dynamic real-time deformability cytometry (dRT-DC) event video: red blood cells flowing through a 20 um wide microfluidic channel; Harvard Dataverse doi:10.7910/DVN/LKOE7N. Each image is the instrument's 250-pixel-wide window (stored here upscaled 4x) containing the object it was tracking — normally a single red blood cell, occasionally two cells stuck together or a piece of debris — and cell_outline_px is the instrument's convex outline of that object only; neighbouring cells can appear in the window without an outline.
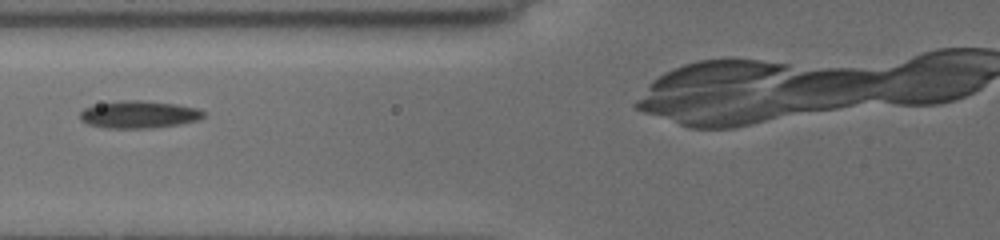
{"species": "common noctule bat (a hibernating species)", "species_latin": "Nyctalus noctula", "temperature_condition": "cold", "stored_images_in_passage": 7, "camera_frame_rate_fps": 3000, "um_per_image_px": 0.085, "animal": {"sex": "female", "body_mass_g": 19.5, "forearm_length_mm": 54.1}, "frame": {"image": 1, "passage_image": 3, "time_ms": 2.0, "image_size_px": [1000, 240], "cell_outline_px": [[204, 116], [200, 120], [180, 124], [152, 128], [108, 128], [88, 124], [80, 120], [80, 112], [84, 108], [100, 104], [124, 100], [140, 100], [176, 104], [196, 108], [204, 112]], "centroid_in_image_um": [11.82, 9.74], "position_along_channel_um": 114.0, "area_um2": 19.59}}
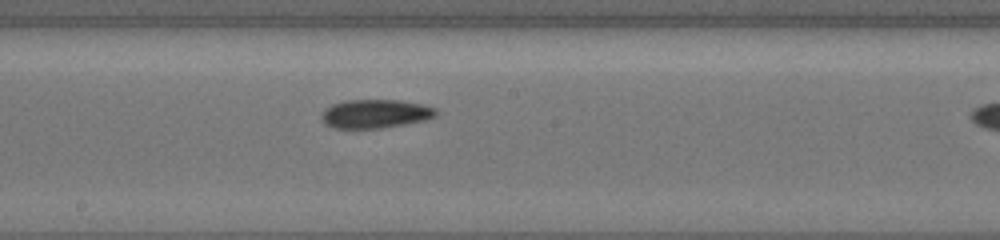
{"frame": {"image": 2, "passage_image": 6, "time_ms": 4.667, "image_size_px": [1000, 240], "cell_outline_px": [[436, 116], [424, 120], [380, 128], [336, 128], [324, 124], [320, 116], [324, 108], [332, 104], [348, 100], [400, 100], [420, 104], [436, 108]], "centroid_in_image_um": [31.85, 9.66], "position_along_channel_um": 216.4, "area_um2": 19.02}}